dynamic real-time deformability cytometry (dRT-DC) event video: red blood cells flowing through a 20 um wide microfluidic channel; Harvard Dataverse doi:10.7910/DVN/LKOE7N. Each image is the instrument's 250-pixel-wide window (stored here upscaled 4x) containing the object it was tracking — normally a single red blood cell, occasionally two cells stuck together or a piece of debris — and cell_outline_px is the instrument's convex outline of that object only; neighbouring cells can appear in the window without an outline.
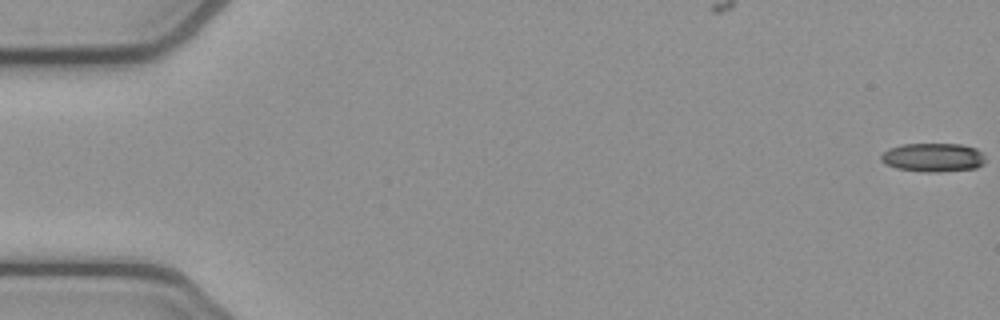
{"species": "common noctule bat (a hibernating species)", "species_latin": "Nyctalus noctula", "temperature_condition": "cold", "stored_images_in_passage": 52, "camera_frame_rate_fps": 3000, "um_per_image_px": 0.085, "animal": {"sex": "female", "body_mass_g": 21.9}, "frame": {"image": 1, "passage_image": 1, "time_ms": 0.0, "image_size_px": [1000, 320], "cell_outline_px": [[984, 164], [976, 168], [936, 172], [924, 172], [896, 168], [884, 164], [880, 160], [880, 156], [888, 148], [904, 144], [960, 144], [976, 148], [984, 156]], "centroid_in_image_um": [79.28, 13.38], "position_along_channel_um": 5.7, "area_um2": 17.51}}
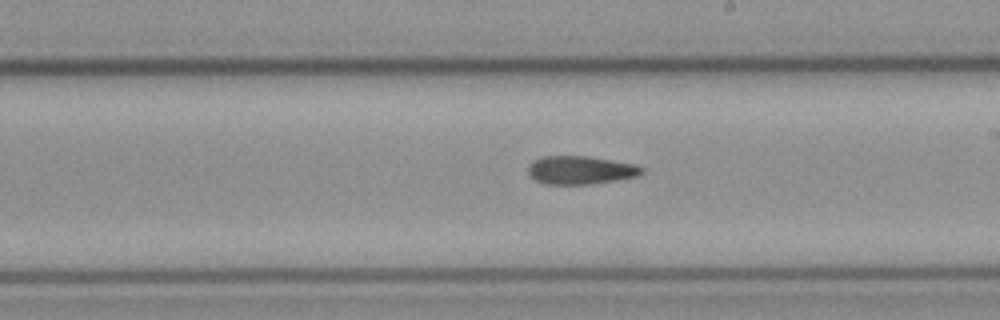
{"frame": {"image": 2, "passage_image": 31, "time_ms": 10.0, "image_size_px": [1000, 320], "cell_outline_px": [[644, 172], [636, 176], [616, 180], [588, 184], [544, 184], [528, 176], [528, 164], [532, 160], [540, 156], [588, 156], [636, 164], [644, 168]], "centroid_in_image_um": [49.3, 14.45], "position_along_channel_um": 239.7, "area_um2": 18.9}}
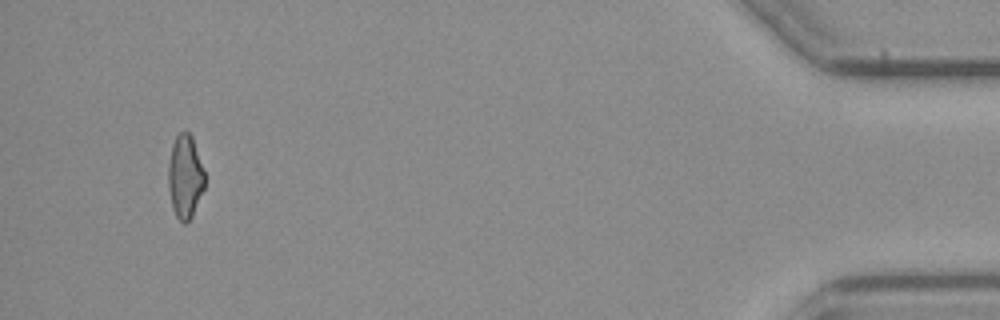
{"frame": {"image": 3, "passage_image": 51, "time_ms": 16.667, "image_size_px": [1000, 320], "cell_outline_px": [[204, 188], [192, 216], [184, 224], [176, 216], [172, 208], [168, 188], [168, 164], [172, 144], [176, 136], [184, 128], [192, 136], [204, 172]], "centroid_in_image_um": [15.71, 14.99], "position_along_channel_um": 419.5, "area_um2": 17.69}}